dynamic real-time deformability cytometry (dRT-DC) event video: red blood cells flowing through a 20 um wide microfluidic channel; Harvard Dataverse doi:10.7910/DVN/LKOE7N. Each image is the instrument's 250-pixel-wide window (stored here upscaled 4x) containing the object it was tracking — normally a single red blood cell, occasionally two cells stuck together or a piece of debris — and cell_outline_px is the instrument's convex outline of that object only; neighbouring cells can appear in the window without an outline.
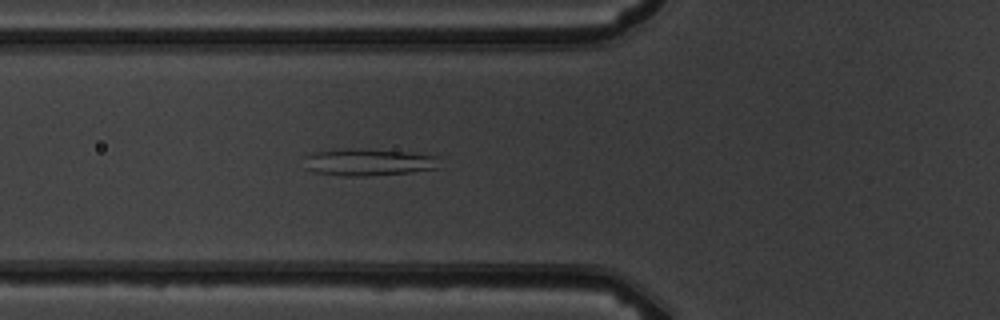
{"species": "common noctule bat (a hibernating species)", "species_latin": "Nyctalus noctula", "temperature_condition": "warm", "stored_images_in_passage": 5, "camera_frame_rate_fps": 3000, "um_per_image_px": 0.085, "animal": {"sex": "male", "body_mass_g": 19.5, "forearm_length_mm": 54.6}, "frame": {"image": 1, "passage_image": 5, "time_ms": 4.667, "image_size_px": [1000, 320], "cell_outline_px": [[440, 156], [436, 168], [412, 172], [368, 176], [340, 176], [312, 172], [304, 168], [304, 156], [316, 152], [344, 148], [360, 148], [404, 152]], "centroid_in_image_um": [31.24, 13.79], "position_along_channel_um": 94.6, "area_um2": 21.56}}